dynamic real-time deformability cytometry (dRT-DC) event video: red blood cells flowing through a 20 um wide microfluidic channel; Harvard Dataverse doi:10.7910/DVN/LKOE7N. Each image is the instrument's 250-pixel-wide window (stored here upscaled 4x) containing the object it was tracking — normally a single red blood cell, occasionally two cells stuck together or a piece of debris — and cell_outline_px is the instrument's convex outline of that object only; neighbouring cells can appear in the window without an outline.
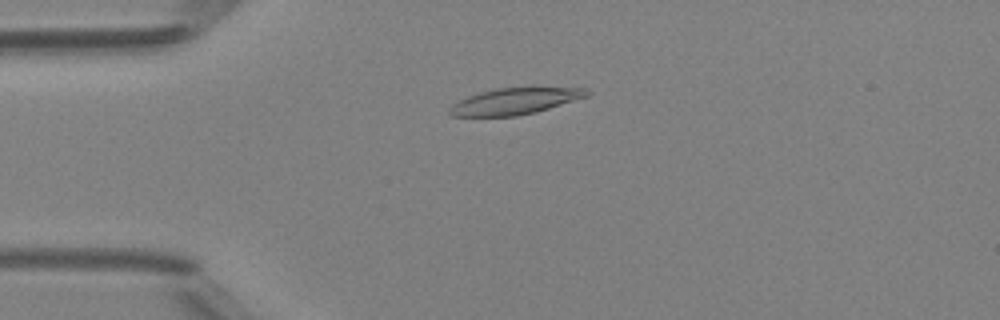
{"species": "Egyptian fruit bat (a non-hibernating species)", "species_latin": "Rousettus aegyptiacus", "temperature_condition": "room temperature", "stored_images_in_passage": 49, "camera_frame_rate_fps": 3000, "um_per_image_px": 0.085, "animal": {"sex": "female"}, "frame": {"image": 1, "passage_image": 12, "time_ms": 3.667, "image_size_px": [1000, 320], "cell_outline_px": [[592, 92], [588, 96], [536, 112], [516, 116], [452, 116], [448, 112], [452, 104], [468, 96], [480, 92], [496, 88], [588, 88]], "centroid_in_image_um": [43.77, 8.6], "position_along_channel_um": 41.2, "area_um2": 20.87}}
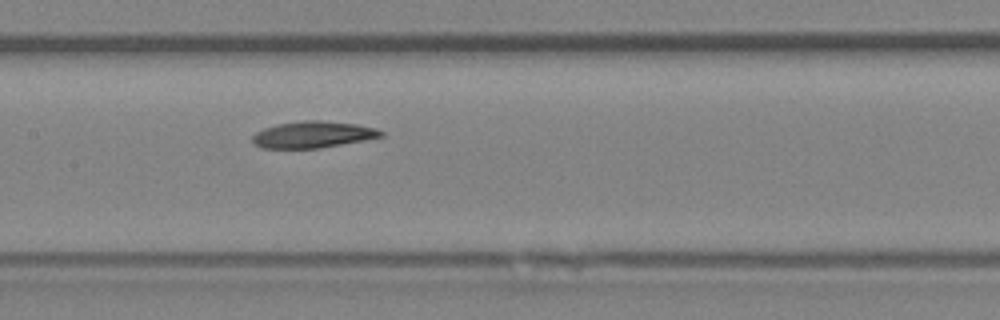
{"frame": {"image": 2, "passage_image": 24, "time_ms": 7.667, "image_size_px": [1000, 320], "cell_outline_px": [[384, 136], [364, 140], [320, 148], [260, 148], [252, 144], [252, 136], [256, 132], [264, 128], [276, 124], [304, 120], [320, 120], [356, 124], [376, 128], [384, 132]], "centroid_in_image_um": [26.57, 11.44], "position_along_channel_um": 180.8, "area_um2": 20.0}}
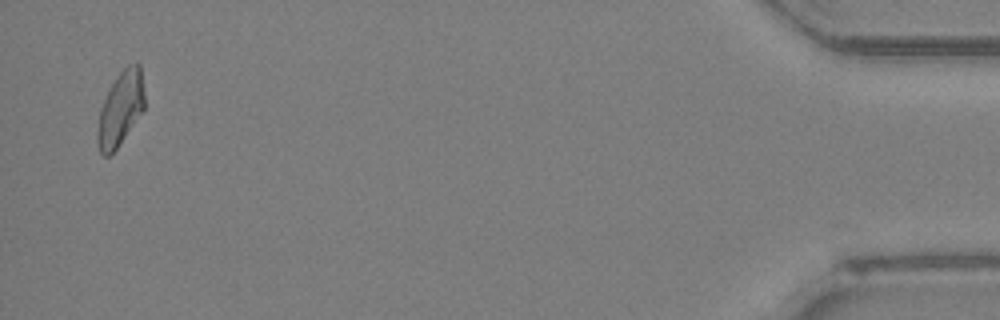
{"frame": {"image": 3, "passage_image": 48, "time_ms": 15.667, "image_size_px": [1000, 320], "cell_outline_px": [[144, 108], [116, 148], [108, 156], [104, 156], [100, 152], [96, 140], [96, 132], [100, 108], [112, 84], [120, 72], [128, 64], [136, 60], [140, 64], [144, 92]], "centroid_in_image_um": [10.23, 9.2], "position_along_channel_um": 425.0, "area_um2": 20.0}}